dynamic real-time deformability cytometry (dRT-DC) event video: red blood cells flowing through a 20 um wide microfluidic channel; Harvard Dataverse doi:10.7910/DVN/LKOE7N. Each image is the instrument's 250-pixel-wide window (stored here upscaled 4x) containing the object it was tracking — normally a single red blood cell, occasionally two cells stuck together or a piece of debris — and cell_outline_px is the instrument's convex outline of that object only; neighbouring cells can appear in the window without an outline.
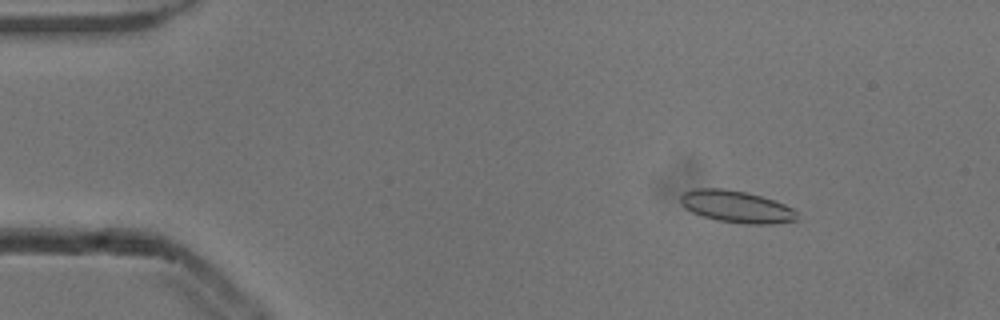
{"species": "common noctule bat (a hibernating species)", "species_latin": "Nyctalus noctula", "temperature_condition": "cold", "stored_images_in_passage": 53, "camera_frame_rate_fps": 3000, "um_per_image_px": 0.085, "animal": {"sex": "male", "body_mass_g": 13.3}, "frame": {"image": 1, "passage_image": 7, "time_ms": 2.0, "image_size_px": [1000, 320], "cell_outline_px": [[796, 220], [772, 224], [744, 224], [716, 220], [692, 212], [684, 208], [680, 204], [680, 196], [684, 192], [696, 188], [724, 188], [744, 192], [776, 200], [792, 208], [796, 212]], "centroid_in_image_um": [62.57, 17.56], "position_along_channel_um": 22.4, "area_um2": 21.73}}
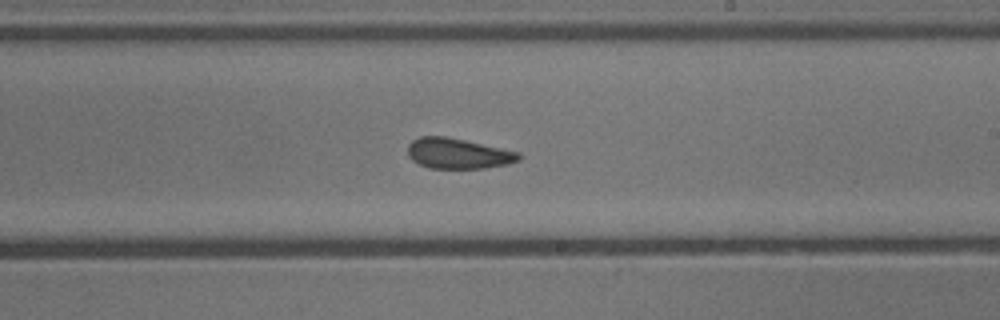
{"frame": {"image": 2, "passage_image": 31, "time_ms": 10.0, "image_size_px": [1000, 320], "cell_outline_px": [[520, 160], [508, 164], [484, 168], [428, 168], [412, 160], [408, 156], [408, 144], [412, 140], [420, 136], [444, 136], [464, 140], [520, 152]], "centroid_in_image_um": [38.92, 13.05], "position_along_channel_um": 250.1, "area_um2": 19.65}}
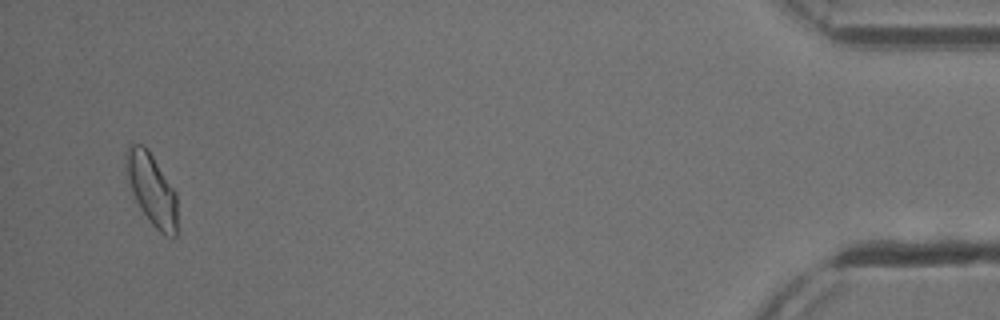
{"frame": {"image": 3, "passage_image": 51, "time_ms": 16.667, "image_size_px": [1000, 320], "cell_outline_px": [[176, 236], [164, 236], [152, 224], [140, 208], [132, 192], [128, 176], [124, 156], [128, 144], [132, 140], [144, 144], [148, 148], [176, 192]], "centroid_in_image_um": [12.87, 16.01], "position_along_channel_um": 422.3, "area_um2": 21.44}, "authors_computed_cell_mechanics": {"area_um2": 20.4612, "velocity_mm_per_s": 3.852, "shape_relaxation_time_tau1_ms": null, "shape_relaxation_time_tau2_ms": 2.6062, "deformation_change_tau1": null, "deformation_change_tau2": 0.078}}